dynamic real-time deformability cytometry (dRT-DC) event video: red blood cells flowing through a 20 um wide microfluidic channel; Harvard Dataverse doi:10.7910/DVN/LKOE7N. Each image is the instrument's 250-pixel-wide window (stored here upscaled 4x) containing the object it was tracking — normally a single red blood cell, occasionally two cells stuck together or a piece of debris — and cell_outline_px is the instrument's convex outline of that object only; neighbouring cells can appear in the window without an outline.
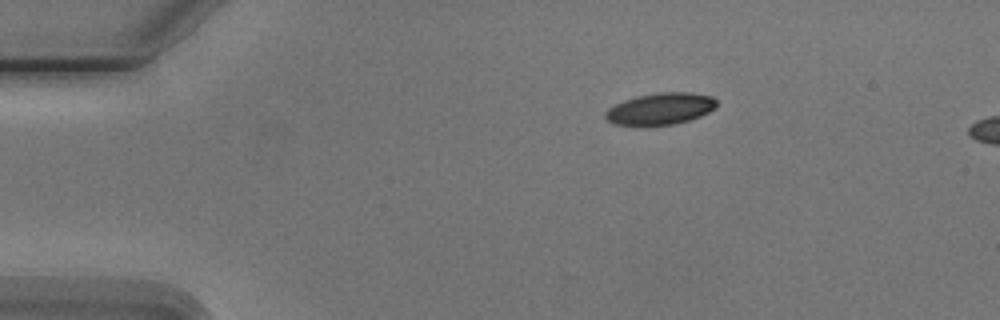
{"species": "Egyptian fruit bat (a non-hibernating species)", "species_latin": "Rousettus aegyptiacus", "temperature_condition": "cold", "stored_images_in_passage": 4, "camera_frame_rate_fps": 3000, "um_per_image_px": 0.085, "animal": {"sex": "male"}, "frame": {"image": 1, "passage_image": 1, "time_ms": 0.0, "image_size_px": [1000, 320], "cell_outline_px": [[716, 108], [700, 116], [676, 124], [612, 124], [604, 116], [604, 112], [608, 108], [624, 100], [636, 96], [656, 92], [692, 92], [712, 96], [716, 100]], "centroid_in_image_um": [56.15, 9.22], "position_along_channel_um": 28.9, "area_um2": 20.4}}